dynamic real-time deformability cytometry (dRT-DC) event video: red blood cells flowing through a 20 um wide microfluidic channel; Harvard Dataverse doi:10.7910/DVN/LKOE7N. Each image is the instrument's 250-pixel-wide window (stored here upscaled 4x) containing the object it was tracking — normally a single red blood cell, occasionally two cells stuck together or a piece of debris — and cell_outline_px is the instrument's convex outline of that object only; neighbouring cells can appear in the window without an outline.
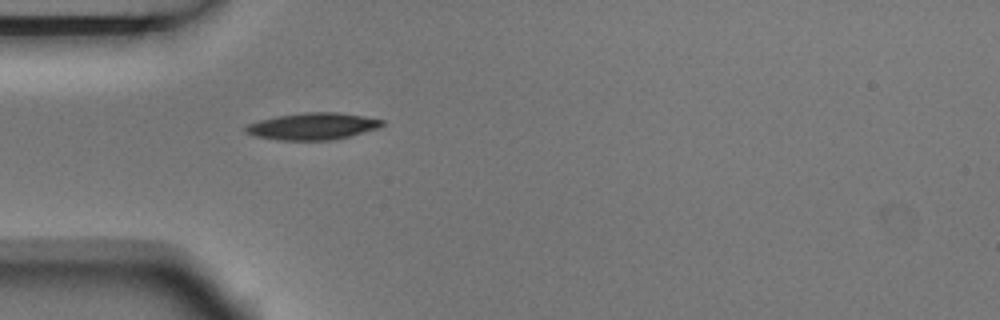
{"species": "Egyptian fruit bat (a non-hibernating species)", "species_latin": "Rousettus aegyptiacus", "temperature_condition": "room temperature", "stored_images_in_passage": 5, "camera_frame_rate_fps": 3000, "um_per_image_px": 0.085, "animal": {"sex": "male"}, "frame": {"image": 1, "passage_image": 5, "time_ms": 1.333, "image_size_px": [1000, 320], "cell_outline_px": [[384, 124], [380, 128], [332, 140], [280, 140], [256, 136], [244, 132], [244, 128], [248, 124], [260, 120], [276, 116], [304, 112], [336, 112], [364, 116], [384, 120]], "centroid_in_image_um": [26.59, 10.73], "position_along_channel_um": 58.4, "area_um2": 21.33}}